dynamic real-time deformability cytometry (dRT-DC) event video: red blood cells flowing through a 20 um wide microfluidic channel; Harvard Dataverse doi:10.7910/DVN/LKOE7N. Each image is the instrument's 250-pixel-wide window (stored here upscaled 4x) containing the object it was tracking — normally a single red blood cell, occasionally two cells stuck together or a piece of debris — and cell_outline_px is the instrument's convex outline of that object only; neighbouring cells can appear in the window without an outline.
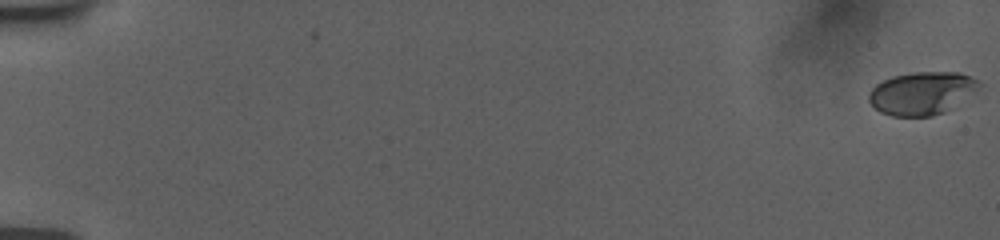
{"species": "human", "species_latin": "Homo sapiens", "temperature_condition": "room temperature", "stored_images_in_passage": 57, "camera_frame_rate_fps": 3000, "um_per_image_px": 0.085, "donor": {"sex": "female"}, "frame": {"image": 1, "passage_image": 1, "time_ms": 0.0, "image_size_px": [1000, 240], "cell_outline_px": [[980, 84], [976, 88], [944, 112], [932, 116], [892, 116], [880, 112], [868, 100], [868, 96], [872, 88], [876, 84], [892, 76], [912, 72], [960, 72], [976, 80]], "centroid_in_image_um": [78.27, 7.91], "position_along_channel_um": 6.7, "area_um2": 26.88}}
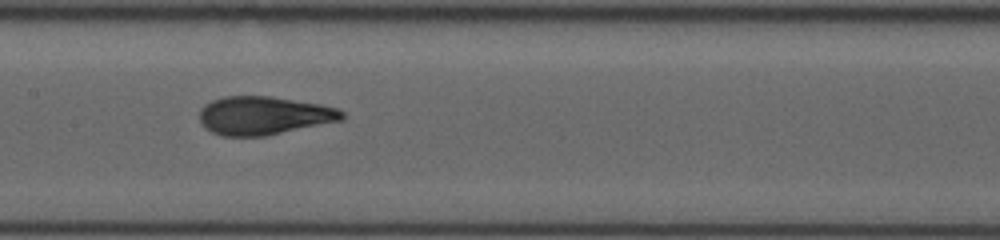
{"frame": {"image": 2, "passage_image": 31, "time_ms": 10.0, "image_size_px": [1000, 240], "cell_outline_px": [[344, 120], [264, 136], [220, 136], [204, 128], [200, 124], [200, 108], [204, 104], [212, 100], [224, 96], [272, 96], [320, 104], [340, 108], [344, 112]], "centroid_in_image_um": [22.42, 9.82], "position_along_channel_um": 185.0, "area_um2": 32.19}}
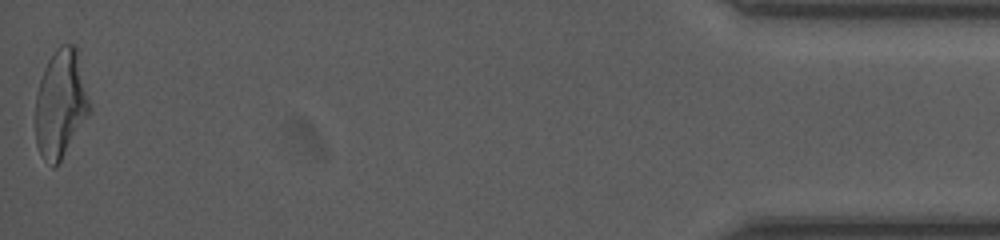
{"frame": {"image": 3, "passage_image": 57, "time_ms": 18.667, "image_size_px": [1000, 240], "cell_outline_px": [[92, 108], [88, 116], [56, 168], [52, 168], [44, 160], [36, 144], [36, 96], [40, 80], [44, 68], [48, 60], [56, 48], [60, 44], [76, 44]], "centroid_in_image_um": [5.17, 8.81], "position_along_channel_um": 430.0, "area_um2": 34.33}, "authors_computed_cell_mechanics": {"area_um2": 31.8478, "velocity_mm_per_s": 3.7783, "shape_relaxation_time_tau1_ms": 5.5862, "shape_relaxation_time_tau2_ms": 0.8776, "deformation_change_tau1": 0.1955, "deformation_change_tau2": 0.0642}}